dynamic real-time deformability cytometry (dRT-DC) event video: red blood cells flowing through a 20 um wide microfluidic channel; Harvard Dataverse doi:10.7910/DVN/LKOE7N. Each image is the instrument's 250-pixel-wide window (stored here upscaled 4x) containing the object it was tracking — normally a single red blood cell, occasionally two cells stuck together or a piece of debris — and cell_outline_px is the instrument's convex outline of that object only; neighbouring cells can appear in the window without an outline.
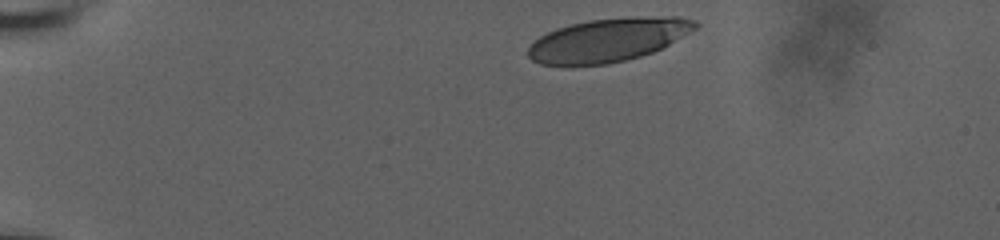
{"species": "human", "species_latin": "Homo sapiens", "temperature_condition": "room temperature", "stored_images_in_passage": 23, "camera_frame_rate_fps": 3000, "um_per_image_px": 0.085, "donor": {"sex": "male"}, "frame": {"image": 1, "passage_image": 1, "time_ms": 0.0, "image_size_px": [1000, 240], "cell_outline_px": [[700, 24], [696, 28], [668, 44], [652, 52], [640, 56], [608, 64], [572, 68], [564, 68], [540, 64], [532, 60], [528, 56], [528, 48], [540, 36], [556, 28], [588, 20], [632, 16], [676, 16], [696, 20]], "centroid_in_image_um": [51.64, 3.42], "position_along_channel_um": 33.4, "area_um2": 43.0}}
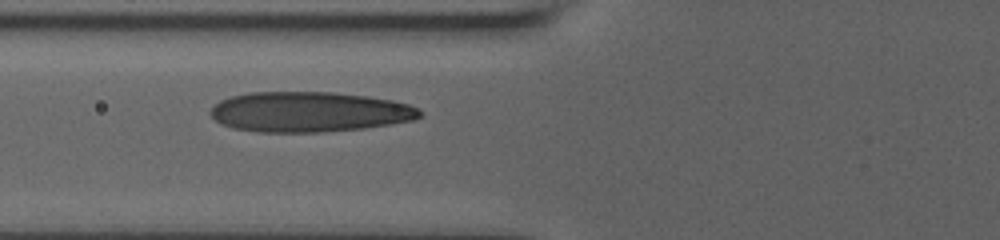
{"frame": {"image": 2, "passage_image": 12, "time_ms": 4.0, "image_size_px": [1000, 240], "cell_outline_px": [[424, 112], [420, 116], [412, 120], [364, 128], [320, 132], [260, 132], [232, 128], [220, 124], [208, 112], [220, 100], [232, 96], [252, 92], [336, 92], [368, 96], [392, 100], [408, 104], [420, 108]], "centroid_in_image_um": [26.29, 9.5], "position_along_channel_um": 99.5, "area_um2": 49.13}}
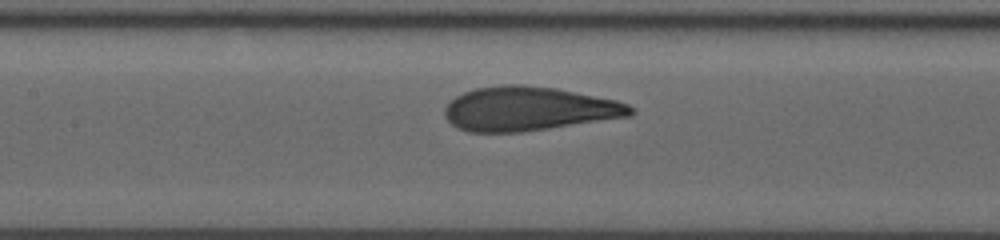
{"frame": {"image": 3, "passage_image": 19, "time_ms": 5.667, "image_size_px": [1000, 240], "cell_outline_px": [[636, 112], [632, 116], [520, 132], [468, 132], [456, 128], [444, 116], [444, 108], [456, 96], [464, 92], [476, 88], [500, 84], [520, 84], [556, 88], [616, 100], [628, 104], [636, 108]], "centroid_in_image_um": [44.94, 9.24], "position_along_channel_um": 162.5, "area_um2": 47.86}}